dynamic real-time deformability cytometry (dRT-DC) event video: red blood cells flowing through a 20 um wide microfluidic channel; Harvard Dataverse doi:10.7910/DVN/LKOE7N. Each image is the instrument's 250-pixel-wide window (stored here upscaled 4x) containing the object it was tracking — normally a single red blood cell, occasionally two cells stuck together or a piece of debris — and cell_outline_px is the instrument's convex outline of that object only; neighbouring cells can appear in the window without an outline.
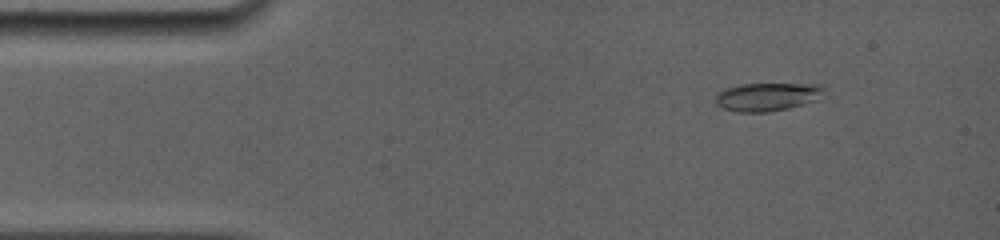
{"species": "common noctule bat (a hibernating species)", "species_latin": "Nyctalus noctula", "temperature_condition": "room temperature", "stored_images_in_passage": 34, "camera_frame_rate_fps": 5000, "um_per_image_px": 0.085, "animal": {"sex": "female", "body_mass_g": 19.0, "forearm_length_mm": 56.7}, "frame": {"image": 1, "passage_image": 4, "time_ms": 1.4, "image_size_px": [1000, 240], "cell_outline_px": [[824, 88], [812, 100], [788, 108], [768, 112], [736, 112], [724, 108], [716, 104], [716, 92], [740, 84], [820, 84]], "centroid_in_image_um": [65.11, 8.22], "position_along_channel_um": 19.9, "area_um2": 17.34}}
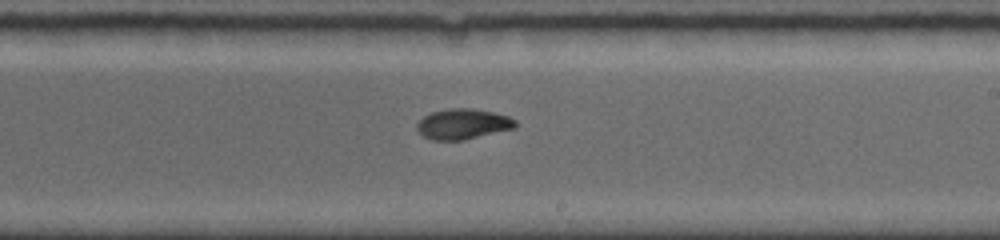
{"frame": {"image": 2, "passage_image": 22, "time_ms": 9.0, "image_size_px": [1000, 240], "cell_outline_px": [[516, 128], [464, 140], [432, 140], [424, 136], [416, 128], [416, 124], [424, 116], [432, 112], [448, 108], [472, 108], [492, 112], [508, 116], [516, 120]], "centroid_in_image_um": [39.36, 10.54], "position_along_channel_um": 249.6, "area_um2": 17.46}}
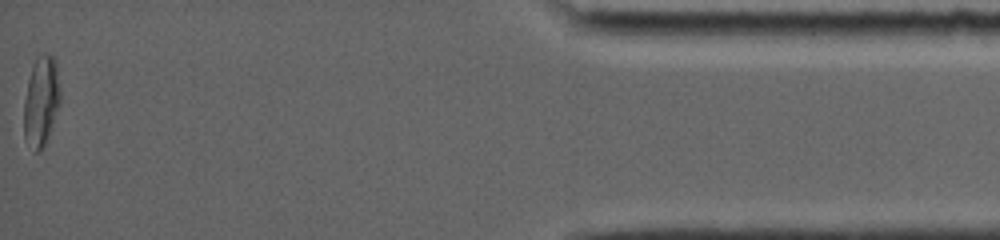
{"frame": {"image": 3, "passage_image": 34, "time_ms": 15.4, "image_size_px": [1000, 240], "cell_outline_px": [[60, 104], [44, 148], [40, 152], [36, 152], [24, 140], [24, 100], [28, 80], [36, 56], [52, 56], [56, 60], [60, 92]], "centroid_in_image_um": [3.5, 8.66], "position_along_channel_um": 431.7, "area_um2": 19.07}, "authors_computed_cell_mechanics": {"area_um2": 17.5712, "velocity_mm_per_s": 3.9731, "shape_relaxation_time_tau1_ms": 5.892, "shape_relaxation_time_tau2_ms": 2.4713, "deformation_change_tau1": 0.2129, "deformation_change_tau2": 0.0515}}